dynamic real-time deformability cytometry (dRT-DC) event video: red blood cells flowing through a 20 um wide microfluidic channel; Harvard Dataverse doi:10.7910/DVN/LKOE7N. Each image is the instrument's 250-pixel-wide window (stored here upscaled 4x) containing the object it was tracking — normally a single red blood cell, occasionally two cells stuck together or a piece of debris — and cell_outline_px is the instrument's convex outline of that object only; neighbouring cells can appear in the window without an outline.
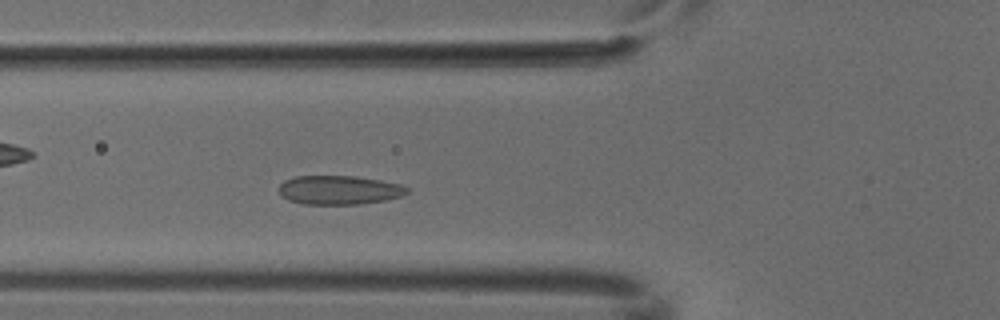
{"species": "common noctule bat (a hibernating species)", "species_latin": "Nyctalus noctula", "temperature_condition": "cold", "stored_images_in_passage": 6, "camera_frame_rate_fps": 3000, "um_per_image_px": 0.085, "animal": {"sex": "male", "body_mass_g": 18.8}, "frame": {"image": 1, "passage_image": 6, "time_ms": 1.667, "image_size_px": [1000, 320], "cell_outline_px": [[408, 192], [400, 196], [384, 200], [360, 204], [304, 204], [288, 200], [280, 192], [280, 184], [284, 180], [296, 176], [352, 176], [380, 180], [400, 184], [408, 188]], "centroid_in_image_um": [28.82, 16.15], "position_along_channel_um": 97.0, "area_um2": 21.39}}